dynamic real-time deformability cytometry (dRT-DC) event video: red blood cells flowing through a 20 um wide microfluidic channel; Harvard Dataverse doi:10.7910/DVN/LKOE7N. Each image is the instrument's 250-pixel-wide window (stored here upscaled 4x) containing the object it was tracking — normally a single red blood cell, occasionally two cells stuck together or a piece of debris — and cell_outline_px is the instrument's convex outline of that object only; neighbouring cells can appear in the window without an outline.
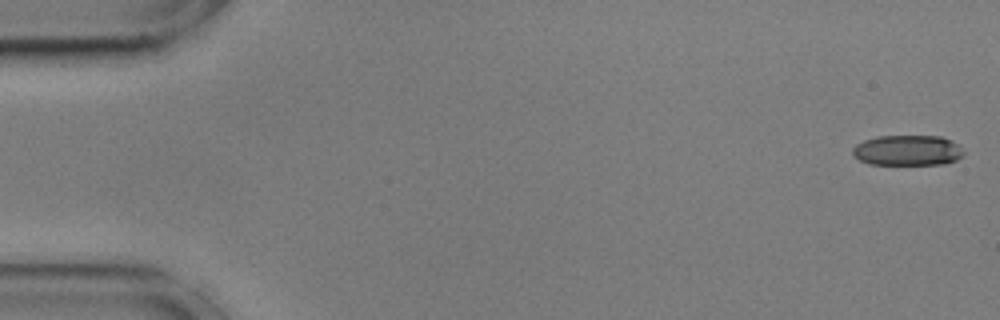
{"species": "common noctule bat (a hibernating species)", "species_latin": "Nyctalus noctula", "temperature_condition": "cold", "stored_images_in_passage": 55, "camera_frame_rate_fps": 3000, "um_per_image_px": 0.085, "animal": {"sex": "male", "body_mass_g": 17.9, "forearm_length_mm": 54.2}, "frame": {"image": 1, "passage_image": 1, "time_ms": 0.0, "image_size_px": [1000, 320], "cell_outline_px": [[964, 156], [956, 160], [944, 164], [868, 164], [852, 156], [852, 148], [856, 144], [864, 140], [880, 136], [940, 136], [956, 144], [964, 152]], "centroid_in_image_um": [77.11, 12.79], "position_along_channel_um": 7.9, "area_um2": 19.65}}
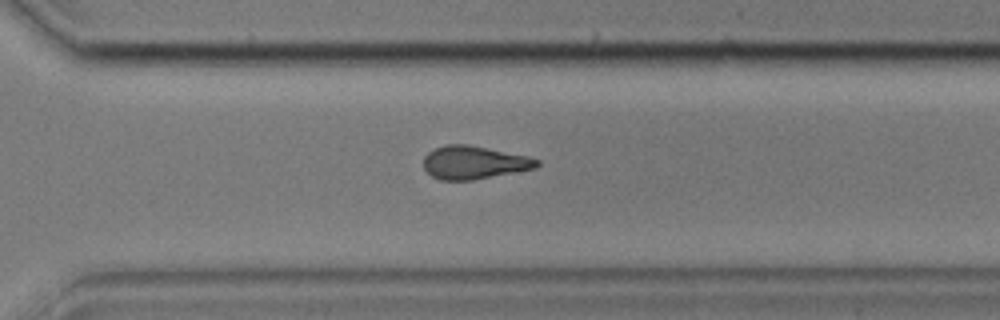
{"frame": {"image": 2, "passage_image": 39, "time_ms": 12.667, "image_size_px": [1000, 320], "cell_outline_px": [[540, 164], [536, 168], [472, 180], [440, 180], [432, 176], [424, 168], [424, 156], [428, 152], [444, 144], [468, 144], [528, 156], [540, 160]], "centroid_in_image_um": [40.29, 13.81], "position_along_channel_um": 330.3, "area_um2": 21.85}}
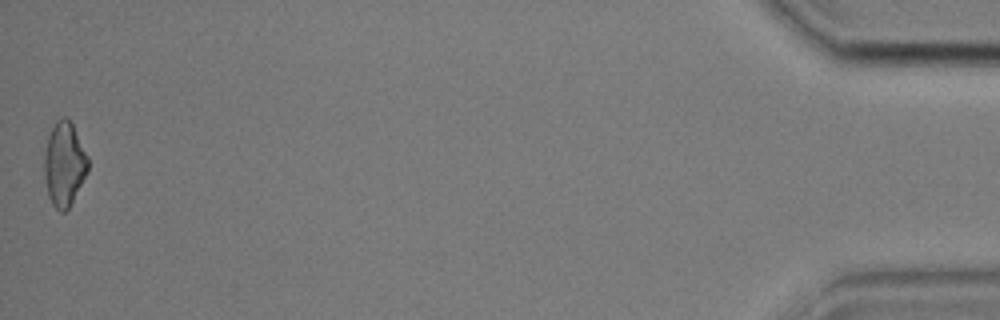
{"frame": {"image": 3, "passage_image": 55, "time_ms": 18.0, "image_size_px": [1000, 320], "cell_outline_px": [[88, 172], [68, 208], [64, 212], [60, 212], [52, 204], [48, 196], [44, 176], [44, 156], [48, 136], [56, 120], [60, 116], [64, 116], [72, 124], [88, 156]], "centroid_in_image_um": [5.45, 13.95], "position_along_channel_um": 429.7, "area_um2": 21.33}, "authors_computed_cell_mechanics": {"area_um2": 22.0218, "velocity_mm_per_s": 3.6088, "shape_relaxation_time_tau1_ms": 10.5417, "shape_relaxation_time_tau2_ms": 4.4734, "deformation_change_tau1": 0.2087, "deformation_change_tau2": 0.1378}}